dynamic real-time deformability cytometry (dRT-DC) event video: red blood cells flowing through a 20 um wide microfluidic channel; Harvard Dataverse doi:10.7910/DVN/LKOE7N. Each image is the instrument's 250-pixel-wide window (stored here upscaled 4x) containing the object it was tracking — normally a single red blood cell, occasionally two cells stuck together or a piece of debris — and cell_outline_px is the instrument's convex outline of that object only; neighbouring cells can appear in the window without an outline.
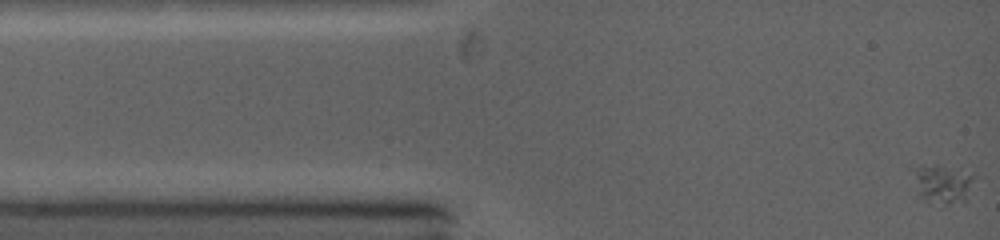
{"species": "common noctule bat (a hibernating species)", "species_latin": "Nyctalus noctula", "temperature_condition": "warm", "stored_images_in_passage": 78, "camera_frame_rate_fps": 5000, "um_per_image_px": 0.085, "animal": {"sex": "female", "body_mass_g": 19.0, "forearm_length_mm": 53.3}, "frame": {"image": 1, "passage_image": 1, "time_ms": 0.0, "image_size_px": [1000, 240], "cell_outline_px": [[976, 176], [964, 204], [944, 208], [940, 208], [928, 204], [920, 196], [916, 176], [916, 168], [920, 164], [936, 164]], "centroid_in_image_um": [80.17, 15.75], "position_along_channel_um": 4.8, "area_um2": 14.16}}
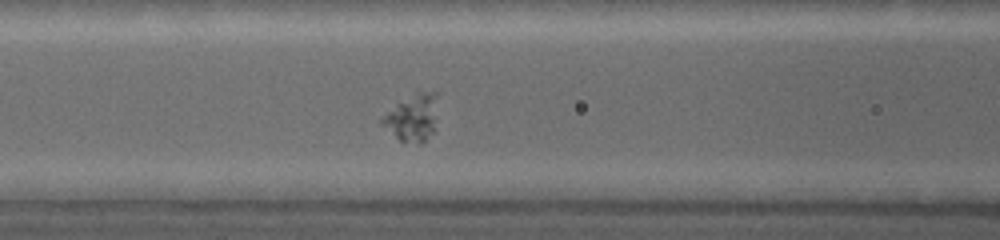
{"frame": {"image": 2, "passage_image": 24, "time_ms": 4.6, "image_size_px": [1000, 240], "cell_outline_px": [[432, 132], [420, 144], [400, 140], [380, 124], [380, 120], [388, 112], [400, 104], [420, 96], [432, 96]], "centroid_in_image_um": [34.9, 10.2], "position_along_channel_um": 131.7, "area_um2": 12.72}}
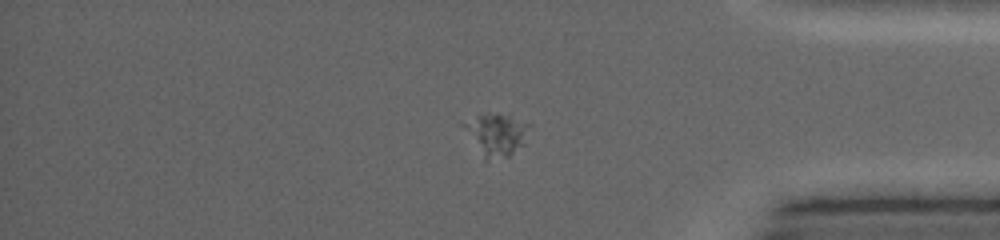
{"frame": {"image": 3, "passage_image": 57, "time_ms": 11.2, "image_size_px": [1000, 240], "cell_outline_px": [[532, 124], [524, 144], [508, 156], [488, 160], [484, 160], [460, 124], [476, 116], [508, 116]], "centroid_in_image_um": [42.2, 11.48], "position_along_channel_um": 393.0, "area_um2": 15.66}}